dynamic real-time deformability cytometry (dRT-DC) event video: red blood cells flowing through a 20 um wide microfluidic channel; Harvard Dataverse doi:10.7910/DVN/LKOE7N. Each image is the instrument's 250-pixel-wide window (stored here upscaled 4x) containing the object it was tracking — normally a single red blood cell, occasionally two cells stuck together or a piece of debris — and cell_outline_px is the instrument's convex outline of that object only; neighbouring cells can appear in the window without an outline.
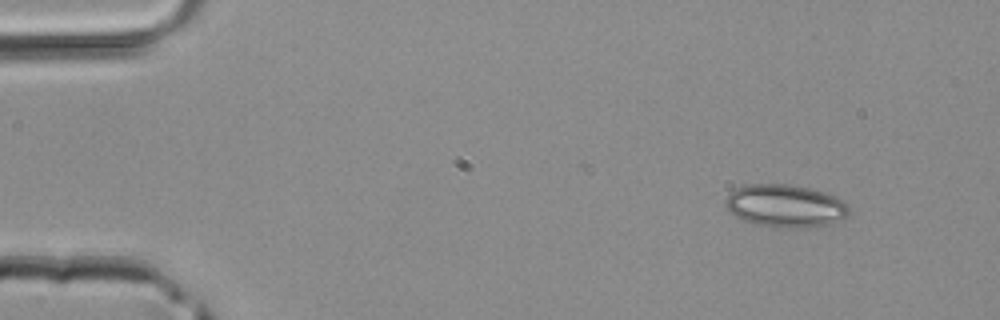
{"species": "common noctule bat (a hibernating species)", "species_latin": "Nyctalus noctula", "temperature_condition": "room temperature", "stored_images_in_passage": 4, "segment_of_instrument_passage": [1, 2], "camera_frame_rate_fps": 3000, "um_per_image_px": 0.085, "animal": {"sex": "male", "body_mass_g": 20.4}, "frame": {"image": 1, "passage_image": 1, "time_ms": 0.0, "image_size_px": [1000, 320], "cell_outline_px": [[848, 216], [840, 220], [828, 224], [804, 228], [772, 228], [756, 224], [744, 220], [728, 212], [724, 204], [724, 200], [736, 188], [744, 184], [788, 184], [828, 192], [844, 200], [848, 204]], "centroid_in_image_um": [66.75, 17.5], "position_along_channel_um": 18.2, "area_um2": 31.21}}